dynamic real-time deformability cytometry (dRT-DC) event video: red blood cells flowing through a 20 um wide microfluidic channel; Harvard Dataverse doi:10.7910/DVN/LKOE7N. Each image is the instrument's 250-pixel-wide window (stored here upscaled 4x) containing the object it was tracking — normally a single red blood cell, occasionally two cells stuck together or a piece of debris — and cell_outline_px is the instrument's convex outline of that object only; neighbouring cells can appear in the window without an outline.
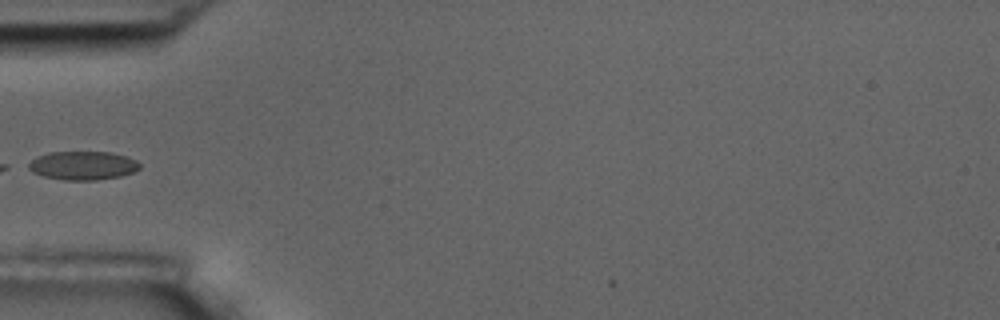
{"species": "common noctule bat (a hibernating species)", "species_latin": "Nyctalus noctula", "temperature_condition": "room temperature", "stored_images_in_passage": 6, "camera_frame_rate_fps": 3000, "um_per_image_px": 0.085, "animal": {"sex": "male", "body_mass_g": 17.5, "forearm_length_mm": 52.3}, "frame": {"image": 1, "passage_image": 4, "time_ms": 4.333, "image_size_px": [1000, 320], "cell_outline_px": [[140, 168], [132, 172], [120, 176], [96, 180], [64, 180], [44, 176], [32, 172], [24, 168], [24, 164], [36, 156], [48, 152], [112, 152], [136, 160], [140, 164]], "centroid_in_image_um": [6.95, 14.06], "position_along_channel_um": 78.1, "area_um2": 18.79}}